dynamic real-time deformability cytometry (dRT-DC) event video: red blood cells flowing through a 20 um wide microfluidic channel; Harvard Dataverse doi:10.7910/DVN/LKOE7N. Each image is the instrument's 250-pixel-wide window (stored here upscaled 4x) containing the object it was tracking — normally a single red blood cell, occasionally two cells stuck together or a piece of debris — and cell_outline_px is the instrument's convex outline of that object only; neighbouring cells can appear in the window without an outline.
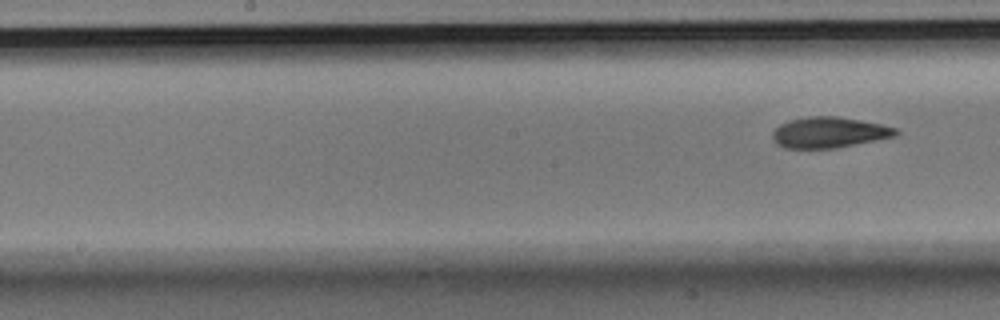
{"species": "Egyptian fruit bat (a non-hibernating species)", "species_latin": "Rousettus aegyptiacus", "temperature_condition": "room temperature", "stored_images_in_passage": 5, "segment_of_instrument_passage": [2, 2], "camera_frame_rate_fps": 3000, "um_per_image_px": 0.085, "animal": {"sex": "male"}, "frame": {"image": 1, "passage_image": 5, "time_ms": 1.333, "image_size_px": [1000, 320], "cell_outline_px": [[900, 132], [896, 136], [836, 148], [784, 148], [776, 144], [772, 140], [772, 132], [780, 124], [788, 120], [808, 116], [836, 116], [860, 120], [900, 128]], "centroid_in_image_um": [70.47, 11.25], "position_along_channel_um": 177.7, "area_um2": 22.31}}